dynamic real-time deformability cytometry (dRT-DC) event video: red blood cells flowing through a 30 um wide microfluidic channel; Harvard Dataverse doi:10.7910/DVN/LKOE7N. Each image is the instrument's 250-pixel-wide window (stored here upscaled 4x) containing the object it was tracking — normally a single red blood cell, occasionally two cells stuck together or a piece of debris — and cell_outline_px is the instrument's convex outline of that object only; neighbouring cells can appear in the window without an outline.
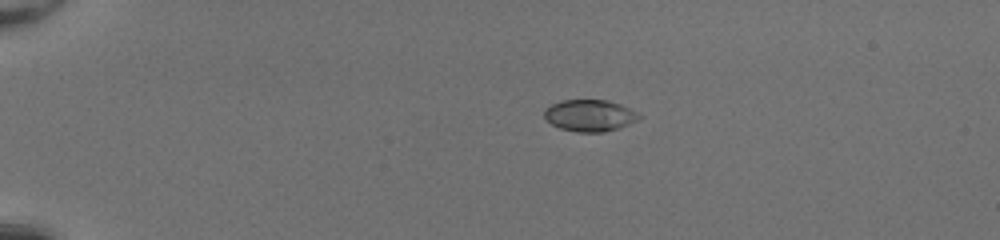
{"species": "common noctule bat (a hibernating species)", "species_latin": "Nyctalus noctula", "temperature_condition": "room temperature", "stored_images_in_passage": 40, "camera_frame_rate_fps": 3000, "um_per_image_px": 0.085, "animal": {"sex": "female", "body_mass_g": 20.0, "forearm_length_mm": 54.0}, "frame": {"image": 1, "passage_image": 1, "time_ms": 0.0, "image_size_px": [1000, 240], "cell_outline_px": [[644, 116], [640, 120], [620, 128], [604, 132], [576, 132], [560, 128], [552, 124], [544, 116], [544, 108], [560, 100], [608, 100], [620, 104]], "centroid_in_image_um": [50.16, 9.82], "position_along_channel_um": 34.8, "area_um2": 17.69}}
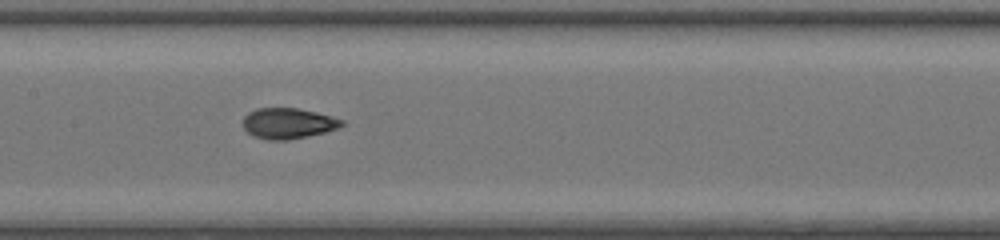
{"frame": {"image": 2, "passage_image": 17, "time_ms": 5.333, "image_size_px": [1000, 240], "cell_outline_px": [[344, 124], [340, 128], [308, 136], [284, 140], [268, 140], [252, 136], [244, 128], [244, 116], [248, 112], [256, 108], [296, 108], [316, 112], [332, 116], [344, 120]], "centroid_in_image_um": [24.5, 10.48], "position_along_channel_um": 182.9, "area_um2": 17.69}}
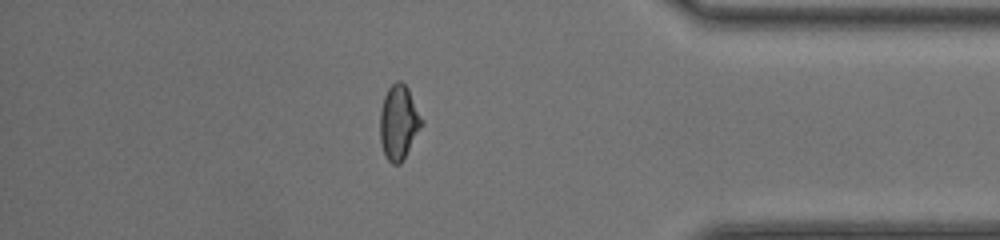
{"frame": {"image": 3, "passage_image": 34, "time_ms": 11.0, "image_size_px": [1000, 240], "cell_outline_px": [[424, 124], [404, 160], [400, 164], [392, 164], [384, 156], [380, 140], [380, 108], [384, 96], [388, 88], [396, 80], [400, 80], [408, 88], [424, 120]], "centroid_in_image_um": [33.91, 10.42], "position_along_channel_um": 401.3, "area_um2": 18.55}, "authors_computed_cell_mechanics": {"area_um2": 17.8891, "velocity_mm_per_s": 4.2287, "shape_relaxation_time_tau1_ms": 4.4029, "shape_relaxation_time_tau2_ms": 0.6074, "deformation_change_tau1": 0.1736, "deformation_change_tau2": 0.0432}}